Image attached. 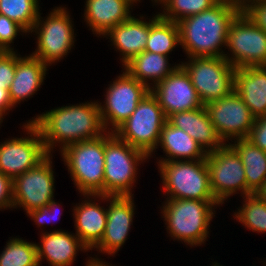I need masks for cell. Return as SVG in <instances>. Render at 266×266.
Wrapping results in <instances>:
<instances>
[{"label":"cell","instance_id":"obj_1","mask_svg":"<svg viewBox=\"0 0 266 266\" xmlns=\"http://www.w3.org/2000/svg\"><path fill=\"white\" fill-rule=\"evenodd\" d=\"M31 122L39 130L44 148L51 154L54 145L59 149L81 141L97 139L106 132L101 121L98 102L62 106L38 115Z\"/></svg>","mask_w":266,"mask_h":266},{"label":"cell","instance_id":"obj_2","mask_svg":"<svg viewBox=\"0 0 266 266\" xmlns=\"http://www.w3.org/2000/svg\"><path fill=\"white\" fill-rule=\"evenodd\" d=\"M239 12L232 0H219L211 8L177 22L180 45L188 58L224 57L220 47L226 46L228 28Z\"/></svg>","mask_w":266,"mask_h":266},{"label":"cell","instance_id":"obj_3","mask_svg":"<svg viewBox=\"0 0 266 266\" xmlns=\"http://www.w3.org/2000/svg\"><path fill=\"white\" fill-rule=\"evenodd\" d=\"M217 200L168 199L162 207V214L170 236L187 245H201L206 241L213 207Z\"/></svg>","mask_w":266,"mask_h":266},{"label":"cell","instance_id":"obj_4","mask_svg":"<svg viewBox=\"0 0 266 266\" xmlns=\"http://www.w3.org/2000/svg\"><path fill=\"white\" fill-rule=\"evenodd\" d=\"M104 195L132 196L139 162L148 156L141 150L119 139L110 131L104 134Z\"/></svg>","mask_w":266,"mask_h":266},{"label":"cell","instance_id":"obj_5","mask_svg":"<svg viewBox=\"0 0 266 266\" xmlns=\"http://www.w3.org/2000/svg\"><path fill=\"white\" fill-rule=\"evenodd\" d=\"M71 178L83 195H104V135L61 150Z\"/></svg>","mask_w":266,"mask_h":266},{"label":"cell","instance_id":"obj_6","mask_svg":"<svg viewBox=\"0 0 266 266\" xmlns=\"http://www.w3.org/2000/svg\"><path fill=\"white\" fill-rule=\"evenodd\" d=\"M167 199L216 200L210 188L206 159L159 161Z\"/></svg>","mask_w":266,"mask_h":266},{"label":"cell","instance_id":"obj_7","mask_svg":"<svg viewBox=\"0 0 266 266\" xmlns=\"http://www.w3.org/2000/svg\"><path fill=\"white\" fill-rule=\"evenodd\" d=\"M167 118L157 98L149 92L130 117L113 133L121 140L143 151L148 157L156 150Z\"/></svg>","mask_w":266,"mask_h":266},{"label":"cell","instance_id":"obj_8","mask_svg":"<svg viewBox=\"0 0 266 266\" xmlns=\"http://www.w3.org/2000/svg\"><path fill=\"white\" fill-rule=\"evenodd\" d=\"M189 63H181L192 85L206 104L230 95L234 91L235 68L225 57H189Z\"/></svg>","mask_w":266,"mask_h":266},{"label":"cell","instance_id":"obj_9","mask_svg":"<svg viewBox=\"0 0 266 266\" xmlns=\"http://www.w3.org/2000/svg\"><path fill=\"white\" fill-rule=\"evenodd\" d=\"M232 57H224L236 69L266 66V32L240 11L230 23L226 40Z\"/></svg>","mask_w":266,"mask_h":266},{"label":"cell","instance_id":"obj_10","mask_svg":"<svg viewBox=\"0 0 266 266\" xmlns=\"http://www.w3.org/2000/svg\"><path fill=\"white\" fill-rule=\"evenodd\" d=\"M66 8L57 7L50 12L45 21L39 13V17L30 33L35 32L37 36V50L32 53L49 66L59 61L74 45V29L72 20ZM35 29V30H34Z\"/></svg>","mask_w":266,"mask_h":266},{"label":"cell","instance_id":"obj_11","mask_svg":"<svg viewBox=\"0 0 266 266\" xmlns=\"http://www.w3.org/2000/svg\"><path fill=\"white\" fill-rule=\"evenodd\" d=\"M210 188L214 198L223 204L231 195L241 191L247 195V182L243 163L237 151L230 145L207 152Z\"/></svg>","mask_w":266,"mask_h":266},{"label":"cell","instance_id":"obj_12","mask_svg":"<svg viewBox=\"0 0 266 266\" xmlns=\"http://www.w3.org/2000/svg\"><path fill=\"white\" fill-rule=\"evenodd\" d=\"M150 88L132 77L126 70L111 83L106 92L105 105L99 104L101 121L107 132L113 133L136 109Z\"/></svg>","mask_w":266,"mask_h":266},{"label":"cell","instance_id":"obj_13","mask_svg":"<svg viewBox=\"0 0 266 266\" xmlns=\"http://www.w3.org/2000/svg\"><path fill=\"white\" fill-rule=\"evenodd\" d=\"M50 156L13 179V208L19 205L28 213L51 202L55 178Z\"/></svg>","mask_w":266,"mask_h":266},{"label":"cell","instance_id":"obj_14","mask_svg":"<svg viewBox=\"0 0 266 266\" xmlns=\"http://www.w3.org/2000/svg\"><path fill=\"white\" fill-rule=\"evenodd\" d=\"M23 127L30 137L13 138L0 144V172L12 180L48 155L36 126L29 120Z\"/></svg>","mask_w":266,"mask_h":266},{"label":"cell","instance_id":"obj_15","mask_svg":"<svg viewBox=\"0 0 266 266\" xmlns=\"http://www.w3.org/2000/svg\"><path fill=\"white\" fill-rule=\"evenodd\" d=\"M219 137L225 142L247 138L256 117L234 90L230 95L205 105Z\"/></svg>","mask_w":266,"mask_h":266},{"label":"cell","instance_id":"obj_16","mask_svg":"<svg viewBox=\"0 0 266 266\" xmlns=\"http://www.w3.org/2000/svg\"><path fill=\"white\" fill-rule=\"evenodd\" d=\"M150 92L159 101L166 118L177 112L203 106L189 75L181 65L163 81L151 87Z\"/></svg>","mask_w":266,"mask_h":266},{"label":"cell","instance_id":"obj_17","mask_svg":"<svg viewBox=\"0 0 266 266\" xmlns=\"http://www.w3.org/2000/svg\"><path fill=\"white\" fill-rule=\"evenodd\" d=\"M99 199L110 200L107 210V223L101 241L94 247L101 253L114 255L125 243L134 215L133 196L93 195Z\"/></svg>","mask_w":266,"mask_h":266},{"label":"cell","instance_id":"obj_18","mask_svg":"<svg viewBox=\"0 0 266 266\" xmlns=\"http://www.w3.org/2000/svg\"><path fill=\"white\" fill-rule=\"evenodd\" d=\"M167 121L186 132L207 152L217 150L225 144L214 129L204 105L198 109L174 113Z\"/></svg>","mask_w":266,"mask_h":266},{"label":"cell","instance_id":"obj_19","mask_svg":"<svg viewBox=\"0 0 266 266\" xmlns=\"http://www.w3.org/2000/svg\"><path fill=\"white\" fill-rule=\"evenodd\" d=\"M234 90L256 118L266 115V66L236 68Z\"/></svg>","mask_w":266,"mask_h":266},{"label":"cell","instance_id":"obj_20","mask_svg":"<svg viewBox=\"0 0 266 266\" xmlns=\"http://www.w3.org/2000/svg\"><path fill=\"white\" fill-rule=\"evenodd\" d=\"M36 246L39 266L44 258L50 266H71L78 249L88 251L77 235L61 230L42 233L41 245Z\"/></svg>","mask_w":266,"mask_h":266},{"label":"cell","instance_id":"obj_21","mask_svg":"<svg viewBox=\"0 0 266 266\" xmlns=\"http://www.w3.org/2000/svg\"><path fill=\"white\" fill-rule=\"evenodd\" d=\"M132 0H87L84 18L93 34L105 36L113 27L131 17Z\"/></svg>","mask_w":266,"mask_h":266},{"label":"cell","instance_id":"obj_22","mask_svg":"<svg viewBox=\"0 0 266 266\" xmlns=\"http://www.w3.org/2000/svg\"><path fill=\"white\" fill-rule=\"evenodd\" d=\"M48 65L32 54L20 57L16 54V69L9 96L15 106L26 98H30L43 85Z\"/></svg>","mask_w":266,"mask_h":266},{"label":"cell","instance_id":"obj_23","mask_svg":"<svg viewBox=\"0 0 266 266\" xmlns=\"http://www.w3.org/2000/svg\"><path fill=\"white\" fill-rule=\"evenodd\" d=\"M142 17V18H141ZM131 16L128 20L113 27L105 37L110 36V40L117 50L122 52L121 62L123 67L134 56L145 51L149 37V22Z\"/></svg>","mask_w":266,"mask_h":266},{"label":"cell","instance_id":"obj_24","mask_svg":"<svg viewBox=\"0 0 266 266\" xmlns=\"http://www.w3.org/2000/svg\"><path fill=\"white\" fill-rule=\"evenodd\" d=\"M83 196H87L88 200H84V202L73 208L76 235L88 250H92L104 235L107 210L99 204L90 201L89 197H93V195Z\"/></svg>","mask_w":266,"mask_h":266},{"label":"cell","instance_id":"obj_25","mask_svg":"<svg viewBox=\"0 0 266 266\" xmlns=\"http://www.w3.org/2000/svg\"><path fill=\"white\" fill-rule=\"evenodd\" d=\"M157 146H161L168 157L159 161L203 160L207 155V151L197 141L168 121L161 130Z\"/></svg>","mask_w":266,"mask_h":266},{"label":"cell","instance_id":"obj_26","mask_svg":"<svg viewBox=\"0 0 266 266\" xmlns=\"http://www.w3.org/2000/svg\"><path fill=\"white\" fill-rule=\"evenodd\" d=\"M167 58L168 56L158 53L143 51L127 62L123 70H126L132 77L151 89L153 83V86H155L163 81L180 65L177 64L174 67H170L168 63L169 58ZM148 79L153 80V83H148Z\"/></svg>","mask_w":266,"mask_h":266},{"label":"cell","instance_id":"obj_27","mask_svg":"<svg viewBox=\"0 0 266 266\" xmlns=\"http://www.w3.org/2000/svg\"><path fill=\"white\" fill-rule=\"evenodd\" d=\"M236 140L234 144H229L241 158L246 175L247 195H250L266 180V152L247 138Z\"/></svg>","mask_w":266,"mask_h":266},{"label":"cell","instance_id":"obj_28","mask_svg":"<svg viewBox=\"0 0 266 266\" xmlns=\"http://www.w3.org/2000/svg\"><path fill=\"white\" fill-rule=\"evenodd\" d=\"M177 45H180V32L176 22L162 18L159 13L149 20L145 51L168 56Z\"/></svg>","mask_w":266,"mask_h":266},{"label":"cell","instance_id":"obj_29","mask_svg":"<svg viewBox=\"0 0 266 266\" xmlns=\"http://www.w3.org/2000/svg\"><path fill=\"white\" fill-rule=\"evenodd\" d=\"M38 0H0V14L30 33L39 17Z\"/></svg>","mask_w":266,"mask_h":266},{"label":"cell","instance_id":"obj_30","mask_svg":"<svg viewBox=\"0 0 266 266\" xmlns=\"http://www.w3.org/2000/svg\"><path fill=\"white\" fill-rule=\"evenodd\" d=\"M37 244L12 238L0 254V266H39Z\"/></svg>","mask_w":266,"mask_h":266},{"label":"cell","instance_id":"obj_31","mask_svg":"<svg viewBox=\"0 0 266 266\" xmlns=\"http://www.w3.org/2000/svg\"><path fill=\"white\" fill-rule=\"evenodd\" d=\"M219 0H158L164 6L159 15L173 22H179L185 17L199 14L214 6Z\"/></svg>","mask_w":266,"mask_h":266},{"label":"cell","instance_id":"obj_32","mask_svg":"<svg viewBox=\"0 0 266 266\" xmlns=\"http://www.w3.org/2000/svg\"><path fill=\"white\" fill-rule=\"evenodd\" d=\"M244 199L245 204L234 214L235 218L253 232H266V202L254 193L245 195Z\"/></svg>","mask_w":266,"mask_h":266},{"label":"cell","instance_id":"obj_33","mask_svg":"<svg viewBox=\"0 0 266 266\" xmlns=\"http://www.w3.org/2000/svg\"><path fill=\"white\" fill-rule=\"evenodd\" d=\"M20 31L27 33L18 23L0 14V51H13L10 44Z\"/></svg>","mask_w":266,"mask_h":266},{"label":"cell","instance_id":"obj_34","mask_svg":"<svg viewBox=\"0 0 266 266\" xmlns=\"http://www.w3.org/2000/svg\"><path fill=\"white\" fill-rule=\"evenodd\" d=\"M16 69V52L0 51V87L8 88L12 84Z\"/></svg>","mask_w":266,"mask_h":266},{"label":"cell","instance_id":"obj_35","mask_svg":"<svg viewBox=\"0 0 266 266\" xmlns=\"http://www.w3.org/2000/svg\"><path fill=\"white\" fill-rule=\"evenodd\" d=\"M58 204L52 199L48 205L42 206L38 209L31 210L27 213L31 219H33L40 227L42 224L57 219ZM57 210V211H56ZM54 213V214H53ZM61 213H59L60 215ZM53 215V216H52ZM49 218V219H48Z\"/></svg>","mask_w":266,"mask_h":266},{"label":"cell","instance_id":"obj_36","mask_svg":"<svg viewBox=\"0 0 266 266\" xmlns=\"http://www.w3.org/2000/svg\"><path fill=\"white\" fill-rule=\"evenodd\" d=\"M247 139L266 152V115L255 119V123Z\"/></svg>","mask_w":266,"mask_h":266},{"label":"cell","instance_id":"obj_37","mask_svg":"<svg viewBox=\"0 0 266 266\" xmlns=\"http://www.w3.org/2000/svg\"><path fill=\"white\" fill-rule=\"evenodd\" d=\"M243 12L266 32V0L251 3Z\"/></svg>","mask_w":266,"mask_h":266},{"label":"cell","instance_id":"obj_38","mask_svg":"<svg viewBox=\"0 0 266 266\" xmlns=\"http://www.w3.org/2000/svg\"><path fill=\"white\" fill-rule=\"evenodd\" d=\"M13 180L0 172V210L13 207Z\"/></svg>","mask_w":266,"mask_h":266},{"label":"cell","instance_id":"obj_39","mask_svg":"<svg viewBox=\"0 0 266 266\" xmlns=\"http://www.w3.org/2000/svg\"><path fill=\"white\" fill-rule=\"evenodd\" d=\"M13 107L14 105L12 104L9 96V89L0 87V111L5 114L6 111Z\"/></svg>","mask_w":266,"mask_h":266},{"label":"cell","instance_id":"obj_40","mask_svg":"<svg viewBox=\"0 0 266 266\" xmlns=\"http://www.w3.org/2000/svg\"><path fill=\"white\" fill-rule=\"evenodd\" d=\"M254 194L261 200L266 202V180L262 185L254 192Z\"/></svg>","mask_w":266,"mask_h":266},{"label":"cell","instance_id":"obj_41","mask_svg":"<svg viewBox=\"0 0 266 266\" xmlns=\"http://www.w3.org/2000/svg\"><path fill=\"white\" fill-rule=\"evenodd\" d=\"M234 4L239 8L240 11H243L247 6L256 1L263 0H232Z\"/></svg>","mask_w":266,"mask_h":266},{"label":"cell","instance_id":"obj_42","mask_svg":"<svg viewBox=\"0 0 266 266\" xmlns=\"http://www.w3.org/2000/svg\"><path fill=\"white\" fill-rule=\"evenodd\" d=\"M91 259H89L86 263L85 266H110L108 265L109 263H106L104 261H101L100 259L98 258H92L90 257ZM106 263V264H105Z\"/></svg>","mask_w":266,"mask_h":266},{"label":"cell","instance_id":"obj_43","mask_svg":"<svg viewBox=\"0 0 266 266\" xmlns=\"http://www.w3.org/2000/svg\"><path fill=\"white\" fill-rule=\"evenodd\" d=\"M4 115H5V114H4L2 111H0V124H1V122H3L2 119H4V118H3Z\"/></svg>","mask_w":266,"mask_h":266},{"label":"cell","instance_id":"obj_44","mask_svg":"<svg viewBox=\"0 0 266 266\" xmlns=\"http://www.w3.org/2000/svg\"><path fill=\"white\" fill-rule=\"evenodd\" d=\"M134 3H137V1H139L140 2V0H132Z\"/></svg>","mask_w":266,"mask_h":266}]
</instances>
